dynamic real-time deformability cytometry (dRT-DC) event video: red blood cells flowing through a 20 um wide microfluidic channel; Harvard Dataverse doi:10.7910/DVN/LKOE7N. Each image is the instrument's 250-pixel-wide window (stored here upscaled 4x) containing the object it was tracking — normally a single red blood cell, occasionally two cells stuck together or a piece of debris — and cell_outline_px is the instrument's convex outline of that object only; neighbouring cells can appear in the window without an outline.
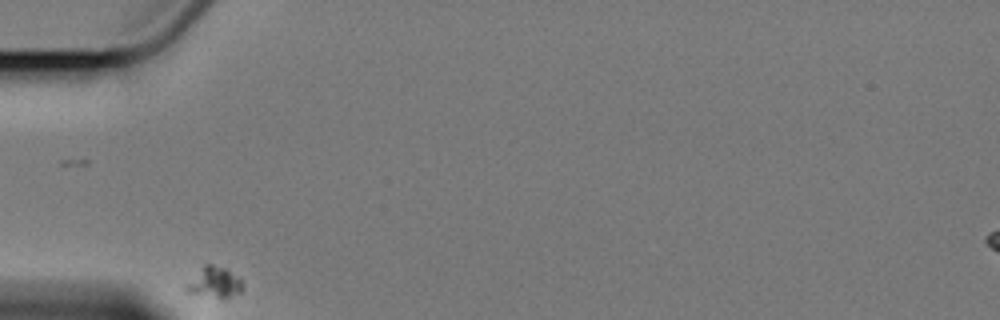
{"species": "Egyptian fruit bat (a non-hibernating species)", "species_latin": "Rousettus aegyptiacus", "temperature_condition": "cold", "stored_images_in_passage": 6, "camera_frame_rate_fps": 3000, "um_per_image_px": 0.085, "animal": {"sex": "female"}, "frame": {"image": 1, "passage_image": 1, "time_ms": 0.0, "image_size_px": [1000, 320], "cell_outline_px": [[244, 288], [240, 292], [224, 300], [220, 300], [188, 292], [184, 288], [184, 284], [204, 264], [212, 264], [228, 268], [240, 276], [244, 284]], "centroid_in_image_um": [18.26, 24.01], "position_along_channel_um": 66.7, "area_um2": 10.81}}
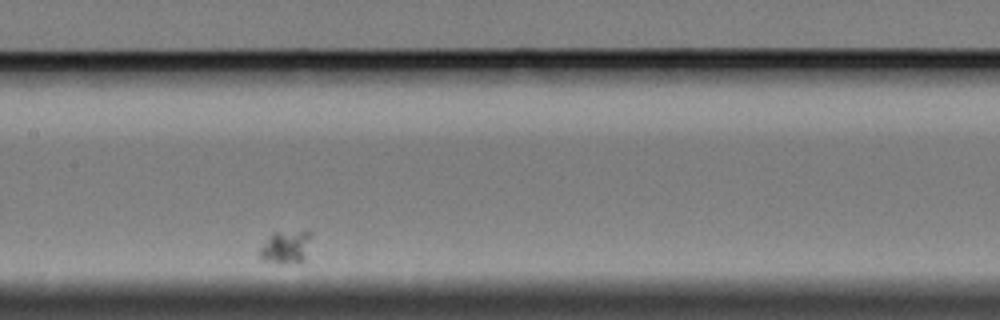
{"frame": {"image": 2, "passage_image": 5, "time_ms": 4.667, "image_size_px": [1000, 320], "cell_outline_px": [[312, 236], [304, 260], [300, 264], [280, 264], [264, 260], [260, 256], [260, 248], [268, 236], [272, 232], [312, 232]], "centroid_in_image_um": [24.31, 21.03], "position_along_channel_um": 183.1, "area_um2": 10.0}}